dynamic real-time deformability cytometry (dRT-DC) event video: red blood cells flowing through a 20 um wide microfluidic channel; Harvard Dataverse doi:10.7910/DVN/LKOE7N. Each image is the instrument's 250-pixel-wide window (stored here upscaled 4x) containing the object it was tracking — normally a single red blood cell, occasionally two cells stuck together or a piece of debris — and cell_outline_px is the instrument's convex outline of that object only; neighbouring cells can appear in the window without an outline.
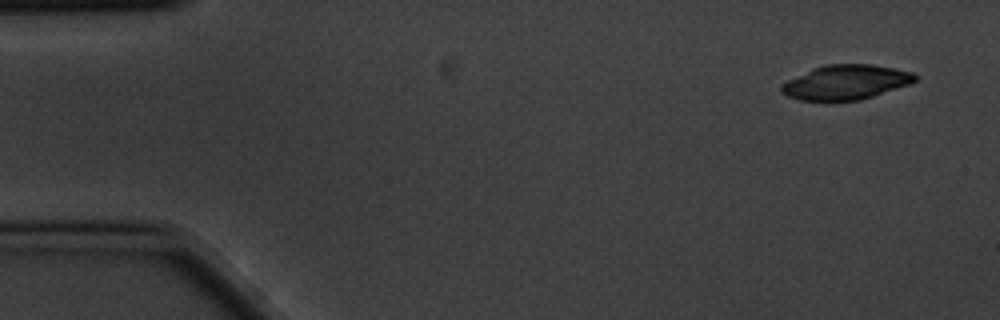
{"species": "common noctule bat (a hibernating species)", "species_latin": "Nyctalus noctula", "temperature_condition": "cold", "stored_images_in_passage": 6, "camera_frame_rate_fps": 3000, "um_per_image_px": 0.085, "animal": {"sex": "male", "body_mass_g": 20.1, "forearm_length_mm": 53.5}, "frame": {"image": 1, "passage_image": 1, "time_ms": 0.0, "image_size_px": [1000, 320], "cell_outline_px": [[916, 80], [908, 84], [860, 100], [800, 100], [788, 96], [780, 92], [780, 84], [812, 68], [828, 64], [872, 64], [912, 72], [916, 76]], "centroid_in_image_um": [71.85, 6.98], "position_along_channel_um": 13.2, "area_um2": 26.59}}